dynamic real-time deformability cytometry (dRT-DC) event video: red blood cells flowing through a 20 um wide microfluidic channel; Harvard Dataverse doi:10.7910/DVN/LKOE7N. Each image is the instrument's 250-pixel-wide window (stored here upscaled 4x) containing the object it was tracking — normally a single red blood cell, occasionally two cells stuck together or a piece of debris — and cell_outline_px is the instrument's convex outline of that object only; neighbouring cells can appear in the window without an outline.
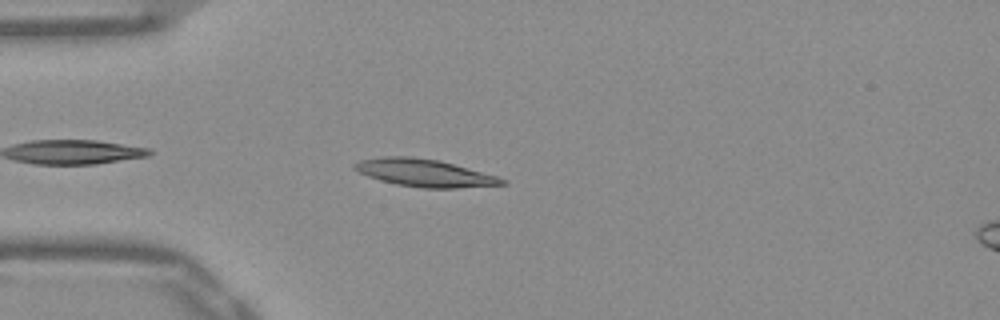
{"species": "Egyptian fruit bat (a non-hibernating species)", "species_latin": "Rousettus aegyptiacus", "temperature_condition": "warm", "stored_images_in_passage": 28, "camera_frame_rate_fps": 3000, "um_per_image_px": 0.085, "frame": {"image": 1, "passage_image": 4, "time_ms": 1.0, "image_size_px": [1000, 320], "cell_outline_px": [[508, 184], [456, 188], [424, 188], [396, 184], [380, 180], [368, 176], [352, 168], [352, 164], [360, 160], [384, 156], [412, 156], [440, 160], [496, 176], [508, 180]], "centroid_in_image_um": [36.08, 14.69], "position_along_channel_um": 48.9, "area_um2": 23.64}}
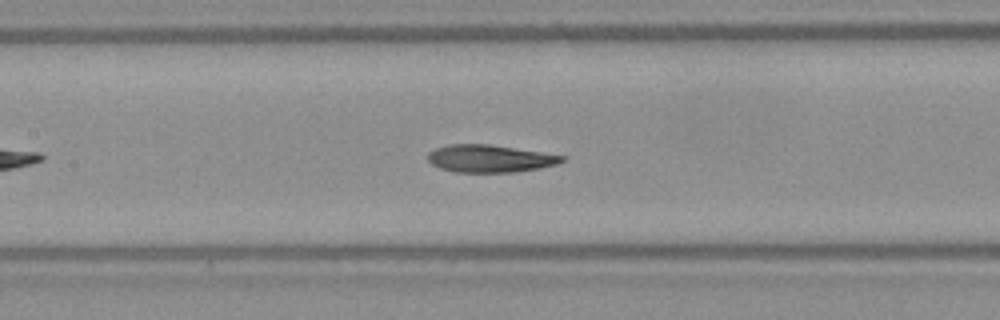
{"frame": {"image": 2, "passage_image": 14, "time_ms": 4.333, "image_size_px": [1000, 320], "cell_outline_px": [[568, 156], [564, 160], [556, 164], [540, 168], [516, 172], [456, 172], [440, 168], [432, 164], [428, 160], [428, 152], [436, 148], [448, 144], [488, 144]], "centroid_in_image_um": [41.64, 13.48], "position_along_channel_um": 165.8, "area_um2": 21.44}}
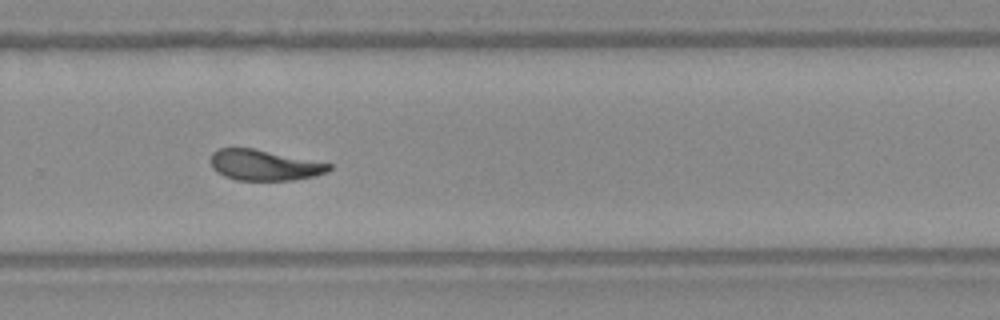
{"frame": {"image": 3, "passage_image": 25, "time_ms": 8.0, "image_size_px": [1000, 320], "cell_outline_px": [[332, 168], [328, 172], [316, 176], [292, 180], [236, 180], [224, 176], [216, 172], [212, 168], [212, 152], [216, 148], [252, 148], [332, 164]], "centroid_in_image_um": [22.46, 14.04], "position_along_channel_um": 307.3, "area_um2": 21.1}}